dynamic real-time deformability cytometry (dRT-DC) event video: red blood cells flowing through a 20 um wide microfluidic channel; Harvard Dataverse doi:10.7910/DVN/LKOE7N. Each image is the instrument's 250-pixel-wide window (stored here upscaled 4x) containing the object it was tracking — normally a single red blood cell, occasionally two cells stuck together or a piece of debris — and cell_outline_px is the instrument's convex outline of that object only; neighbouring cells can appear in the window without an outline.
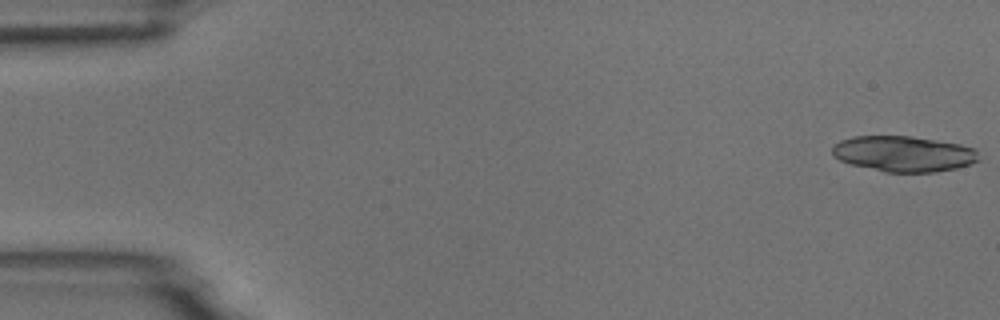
{"species": "common noctule bat (a hibernating species)", "species_latin": "Nyctalus noctula", "temperature_condition": "room temperature", "stored_images_in_passage": 5, "camera_frame_rate_fps": 3000, "um_per_image_px": 0.085, "animal": {"sex": "male", "body_mass_g": 18.8}, "frame": {"image": 1, "passage_image": 1, "time_ms": 0.0, "image_size_px": [1000, 320], "cell_outline_px": [[980, 160], [972, 164], [956, 168], [936, 172], [884, 172], [852, 164], [840, 160], [832, 156], [832, 144], [840, 140], [852, 136], [912, 136], [960, 144], [976, 148]], "centroid_in_image_um": [76.81, 13.07], "position_along_channel_um": 8.2, "area_um2": 30.75}}